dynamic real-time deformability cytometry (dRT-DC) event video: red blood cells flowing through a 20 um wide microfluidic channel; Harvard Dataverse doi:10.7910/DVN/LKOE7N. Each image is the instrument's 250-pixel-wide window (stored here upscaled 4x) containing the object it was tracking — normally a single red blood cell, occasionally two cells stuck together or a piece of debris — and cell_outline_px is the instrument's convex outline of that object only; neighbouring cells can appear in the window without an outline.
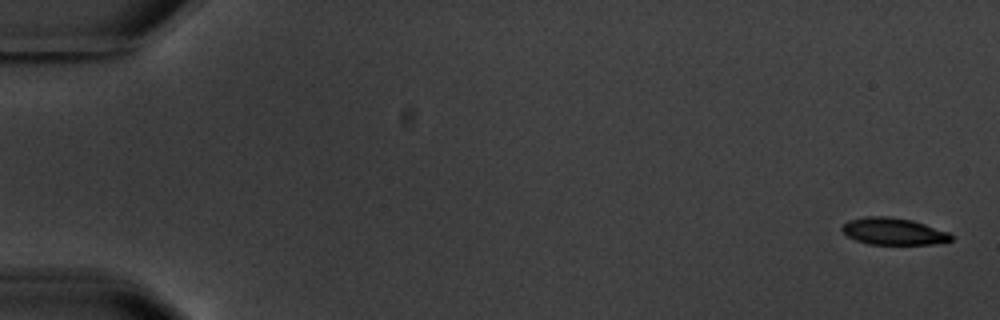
{"species": "common noctule bat (a hibernating species)", "species_latin": "Nyctalus noctula", "temperature_condition": "warm", "stored_images_in_passage": 5, "segment_of_instrument_passage": [2, 2], "camera_frame_rate_fps": 3000, "um_per_image_px": 0.085, "animal": {"sex": "male", "body_mass_g": 20.1, "forearm_length_mm": 53.5}, "frame": {"image": 1, "passage_image": 5, "time_ms": 5.667, "image_size_px": [1000, 320], "cell_outline_px": [[952, 240], [932, 244], [868, 244], [856, 240], [848, 236], [840, 228], [848, 220], [868, 216], [888, 216], [912, 220], [948, 232], [952, 236]], "centroid_in_image_um": [75.92, 19.66], "position_along_channel_um": 9.1, "area_um2": 16.94}}